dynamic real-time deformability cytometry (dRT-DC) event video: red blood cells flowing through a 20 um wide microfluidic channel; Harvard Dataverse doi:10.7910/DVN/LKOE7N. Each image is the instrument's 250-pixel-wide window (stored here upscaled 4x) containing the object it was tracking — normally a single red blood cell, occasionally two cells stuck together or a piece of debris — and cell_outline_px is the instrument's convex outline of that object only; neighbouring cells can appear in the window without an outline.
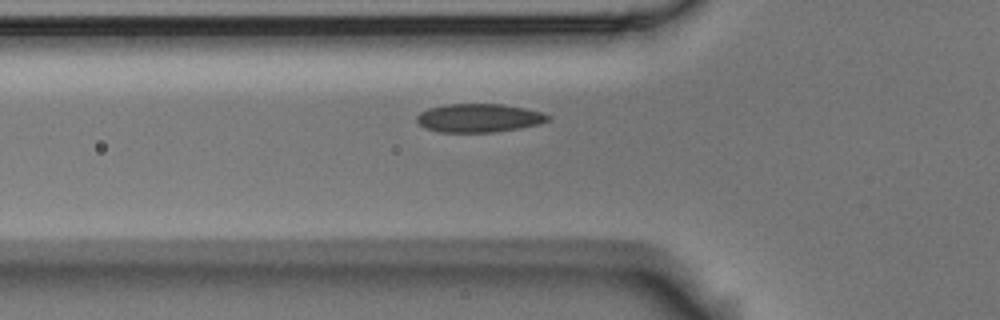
{"species": "Egyptian fruit bat (a non-hibernating species)", "species_latin": "Rousettus aegyptiacus", "temperature_condition": "room temperature", "stored_images_in_passage": 6, "camera_frame_rate_fps": 3000, "um_per_image_px": 0.085, "animal": {"sex": "male"}, "frame": {"image": 1, "passage_image": 6, "time_ms": 1.667, "image_size_px": [1000, 320], "cell_outline_px": [[552, 116], [548, 120], [540, 124], [520, 128], [492, 132], [440, 132], [424, 128], [416, 120], [416, 116], [420, 112], [428, 108], [444, 104], [504, 104], [544, 112]], "centroid_in_image_um": [40.71, 10.02], "position_along_channel_um": 85.1, "area_um2": 21.96}}